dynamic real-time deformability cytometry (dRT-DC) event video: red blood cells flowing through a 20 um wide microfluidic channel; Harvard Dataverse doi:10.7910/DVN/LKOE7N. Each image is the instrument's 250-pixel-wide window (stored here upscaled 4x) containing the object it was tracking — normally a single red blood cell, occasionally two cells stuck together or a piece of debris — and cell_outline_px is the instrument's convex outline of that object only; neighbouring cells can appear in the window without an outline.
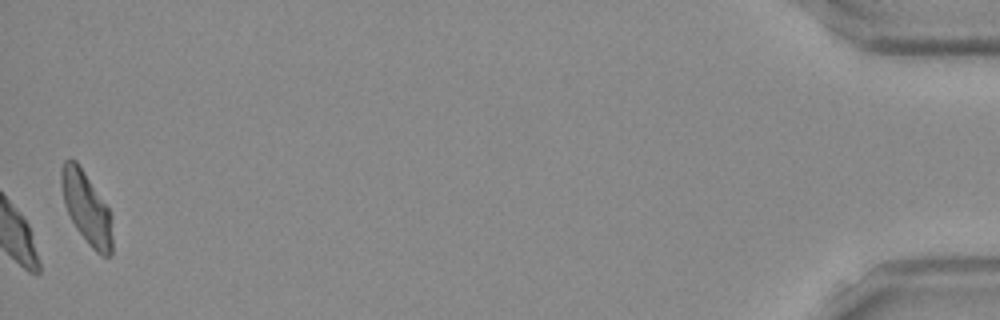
{"species": "Egyptian fruit bat (a non-hibernating species)", "species_latin": "Rousettus aegyptiacus", "temperature_condition": "room temperature", "stored_images_in_passage": 38, "camera_frame_rate_fps": 3000, "um_per_image_px": 0.085, "frame": {"image": 1, "passage_image": 38, "time_ms": 12.333, "image_size_px": [1000, 320], "cell_outline_px": [[112, 256], [100, 256], [88, 244], [76, 228], [64, 204], [60, 184], [60, 168], [64, 160], [76, 160], [108, 208], [112, 216]], "centroid_in_image_um": [7.35, 17.69], "position_along_channel_um": 427.9, "area_um2": 21.39}, "authors_computed_cell_mechanics": {"area_um2": 22.4842, "velocity_mm_per_s": 3.8753, "shape_relaxation_time_tau1_ms": 3.4791, "shape_relaxation_time_tau2_ms": 2.1069, "deformation_change_tau1": 0.1287, "deformation_change_tau2": 0.0615}}